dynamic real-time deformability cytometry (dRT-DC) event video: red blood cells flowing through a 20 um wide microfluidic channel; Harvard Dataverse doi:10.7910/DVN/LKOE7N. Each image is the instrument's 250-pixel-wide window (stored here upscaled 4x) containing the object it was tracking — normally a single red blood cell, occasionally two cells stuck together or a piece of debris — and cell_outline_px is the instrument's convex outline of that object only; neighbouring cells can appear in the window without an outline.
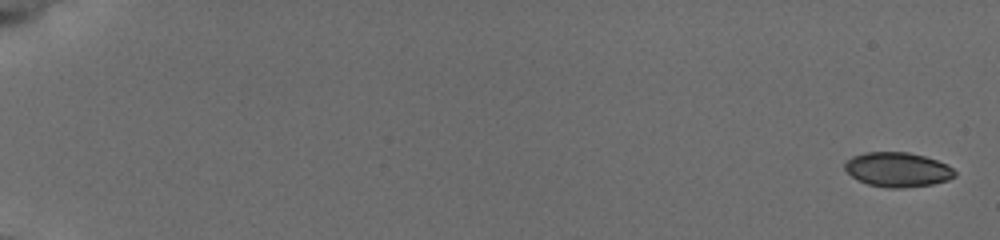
{"species": "common noctule bat (a hibernating species)", "species_latin": "Nyctalus noctula", "temperature_condition": "cold", "stored_images_in_passage": 16, "camera_frame_rate_fps": 3000, "um_per_image_px": 0.085, "animal": {"sex": "female", "body_mass_g": 19.5, "forearm_length_mm": 54.1}, "frame": {"image": 1, "passage_image": 1, "time_ms": 0.0, "image_size_px": [1000, 240], "cell_outline_px": [[956, 176], [948, 180], [932, 184], [904, 188], [888, 188], [868, 184], [856, 180], [844, 168], [844, 164], [852, 156], [864, 152], [908, 152], [924, 156], [948, 164], [956, 172]], "centroid_in_image_um": [76.3, 14.42], "position_along_channel_um": 8.7, "area_um2": 22.25}}
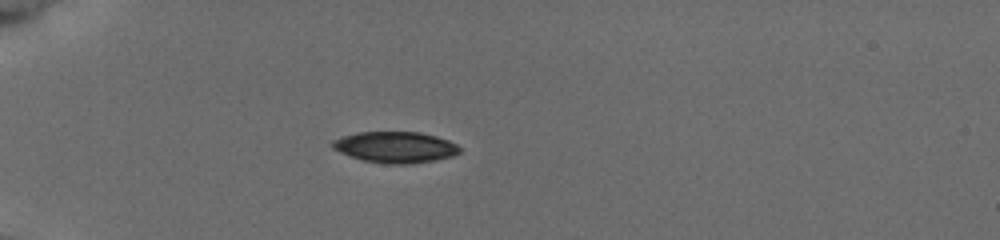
{"frame": {"image": 2, "passage_image": 10, "time_ms": 3.0, "image_size_px": [1000, 240], "cell_outline_px": [[460, 152], [452, 156], [436, 160], [412, 164], [384, 164], [364, 160], [340, 152], [332, 148], [332, 140], [344, 136], [360, 132], [420, 132], [436, 136], [448, 140], [456, 144], [460, 148]], "centroid_in_image_um": [33.63, 12.51], "position_along_channel_um": 51.4, "area_um2": 23.0}}
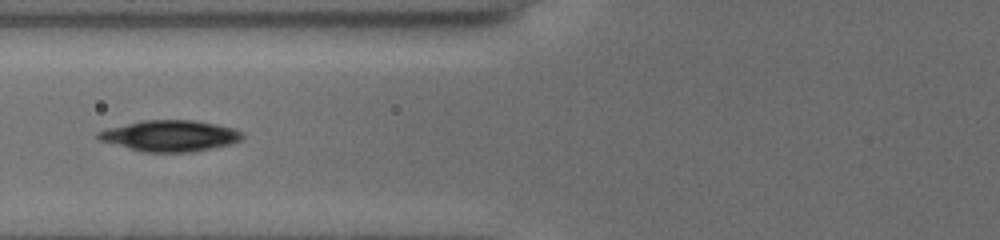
{"frame": {"image": 3, "passage_image": 14, "time_ms": 4.333, "image_size_px": [1000, 240], "cell_outline_px": [[244, 136], [240, 140], [232, 144], [192, 152], [144, 152], [96, 140], [96, 132], [108, 128], [144, 120], [192, 120], [216, 124], [232, 128], [244, 132]], "centroid_in_image_um": [14.44, 11.55], "position_along_channel_um": 111.4, "area_um2": 26.18}}